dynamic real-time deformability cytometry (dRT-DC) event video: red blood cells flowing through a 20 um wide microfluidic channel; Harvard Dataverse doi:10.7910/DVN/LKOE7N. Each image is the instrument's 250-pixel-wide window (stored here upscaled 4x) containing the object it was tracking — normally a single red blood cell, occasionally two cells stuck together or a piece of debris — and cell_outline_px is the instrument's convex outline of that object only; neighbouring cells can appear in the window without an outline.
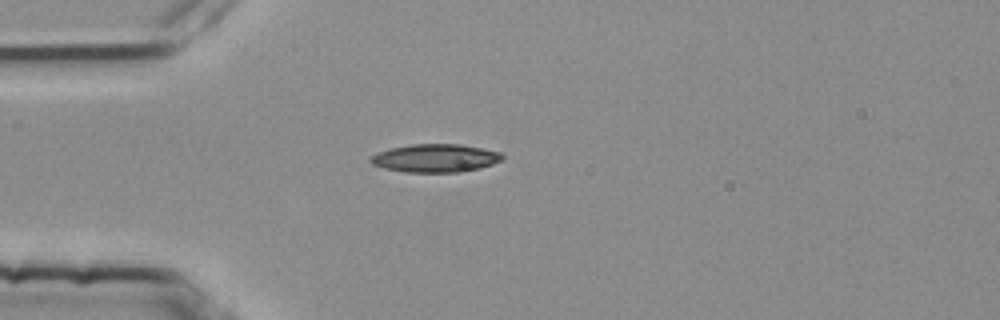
{"species": "common noctule bat (a hibernating species)", "species_latin": "Nyctalus noctula", "temperature_condition": "room temperature", "stored_images_in_passage": 40, "camera_frame_rate_fps": 3000, "um_per_image_px": 0.085, "animal": {"sex": "female", "body_mass_g": 25.1}, "frame": {"image": 1, "passage_image": 1, "time_ms": 0.0, "image_size_px": [1000, 320], "cell_outline_px": [[504, 156], [500, 160], [492, 164], [480, 168], [460, 172], [404, 172], [384, 168], [372, 164], [368, 160], [372, 156], [388, 148], [412, 144], [460, 144], [500, 152]], "centroid_in_image_um": [36.98, 13.44], "position_along_channel_um": 48.0, "area_um2": 21.5}}
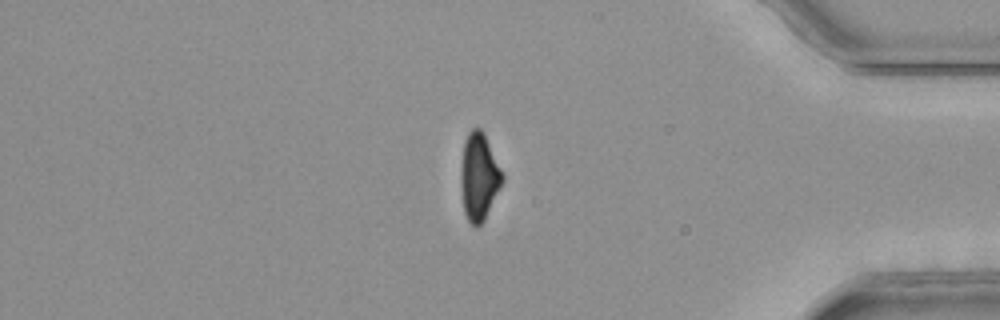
{"frame": {"image": 2, "passage_image": 32, "time_ms": 10.333, "image_size_px": [1000, 320], "cell_outline_px": [[504, 180], [484, 220], [476, 228], [468, 220], [464, 212], [460, 184], [460, 176], [464, 140], [468, 132], [472, 128], [480, 128], [484, 132], [504, 176]], "centroid_in_image_um": [40.71, 15.01], "position_along_channel_um": 394.5, "area_um2": 21.1}}
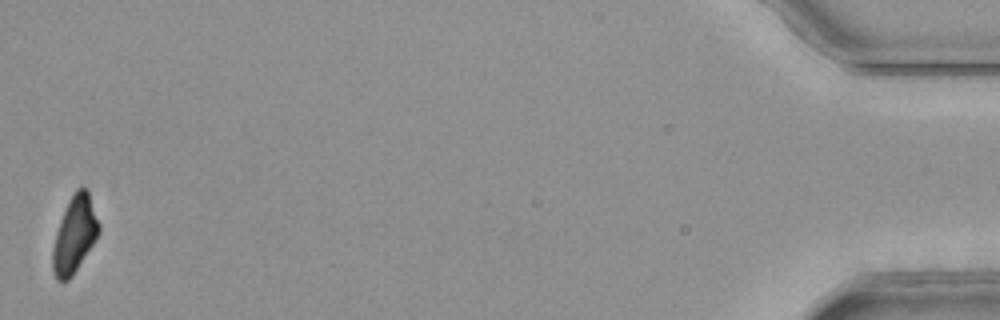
{"frame": {"image": 3, "passage_image": 40, "time_ms": 13.0, "image_size_px": [1000, 320], "cell_outline_px": [[100, 232], [96, 240], [72, 276], [68, 280], [56, 280], [52, 272], [52, 248], [56, 232], [64, 212], [76, 188], [88, 188], [100, 224]], "centroid_in_image_um": [6.35, 19.96], "position_along_channel_um": 428.8, "area_um2": 20.58}, "authors_computed_cell_mechanics": {"area_um2": 21.6461, "velocity_mm_per_s": 3.7856, "shape_relaxation_time_tau1_ms": null, "shape_relaxation_time_tau2_ms": 3.1775, "deformation_change_tau1": null, "deformation_change_tau2": 0.0968}}